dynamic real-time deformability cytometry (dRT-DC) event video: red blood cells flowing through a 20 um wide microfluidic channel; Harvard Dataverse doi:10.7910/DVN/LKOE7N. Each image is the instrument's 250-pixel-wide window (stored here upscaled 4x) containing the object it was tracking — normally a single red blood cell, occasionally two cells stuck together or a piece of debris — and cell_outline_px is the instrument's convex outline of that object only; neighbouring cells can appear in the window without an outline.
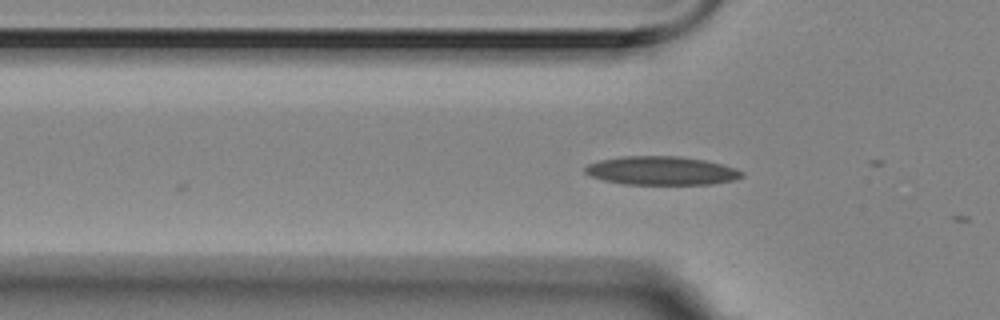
{"species": "Egyptian fruit bat (a non-hibernating species)", "species_latin": "Rousettus aegyptiacus", "temperature_condition": "room temperature", "stored_images_in_passage": 5, "camera_frame_rate_fps": 3000, "um_per_image_px": 0.085, "animal": {"sex": "female"}, "frame": {"image": 1, "passage_image": 5, "time_ms": 1.333, "image_size_px": [1000, 320], "cell_outline_px": [[744, 176], [736, 180], [712, 184], [624, 184], [604, 180], [592, 176], [584, 172], [584, 168], [588, 164], [600, 160], [624, 156], [676, 156], [704, 160], [736, 168], [744, 172]], "centroid_in_image_um": [56.25, 14.51], "position_along_channel_um": 69.6, "area_um2": 26.07}}